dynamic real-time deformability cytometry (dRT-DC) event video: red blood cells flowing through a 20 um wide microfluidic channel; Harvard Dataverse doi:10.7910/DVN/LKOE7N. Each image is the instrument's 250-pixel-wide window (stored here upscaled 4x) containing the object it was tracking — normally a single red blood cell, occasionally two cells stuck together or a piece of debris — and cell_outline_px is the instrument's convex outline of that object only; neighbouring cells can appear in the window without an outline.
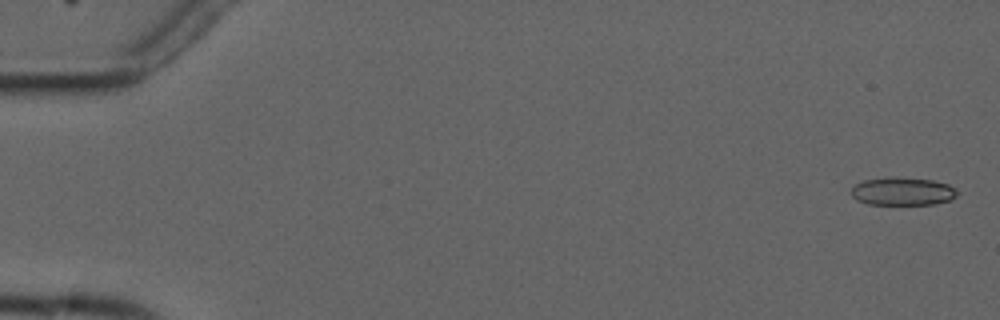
{"species": "common noctule bat (a hibernating species)", "species_latin": "Nyctalus noctula", "temperature_condition": "cold", "stored_images_in_passage": 4, "camera_frame_rate_fps": 3000, "um_per_image_px": 0.085, "animal": {"sex": "male", "forearm_length_mm": 52.5}, "frame": {"image": 1, "passage_image": 1, "time_ms": 0.0, "image_size_px": [1000, 320], "cell_outline_px": [[960, 192], [952, 200], [936, 204], [868, 204], [856, 200], [852, 196], [852, 188], [856, 184], [864, 180], [888, 176], [896, 176], [932, 180], [948, 184], [956, 188]], "centroid_in_image_um": [76.76, 16.25], "position_along_channel_um": 8.2, "area_um2": 17.63}}
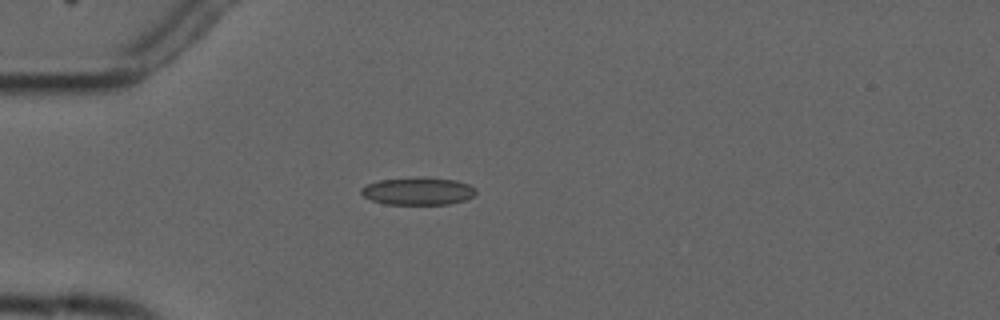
{"frame": {"image": 2, "passage_image": 3, "time_ms": 4.667, "image_size_px": [1000, 320], "cell_outline_px": [[476, 196], [464, 200], [448, 204], [384, 204], [372, 200], [364, 196], [360, 192], [360, 188], [368, 184], [380, 180], [416, 176], [424, 176], [456, 180], [468, 184], [476, 188]], "centroid_in_image_um": [35.55, 16.23], "position_along_channel_um": 49.4, "area_um2": 18.73}}